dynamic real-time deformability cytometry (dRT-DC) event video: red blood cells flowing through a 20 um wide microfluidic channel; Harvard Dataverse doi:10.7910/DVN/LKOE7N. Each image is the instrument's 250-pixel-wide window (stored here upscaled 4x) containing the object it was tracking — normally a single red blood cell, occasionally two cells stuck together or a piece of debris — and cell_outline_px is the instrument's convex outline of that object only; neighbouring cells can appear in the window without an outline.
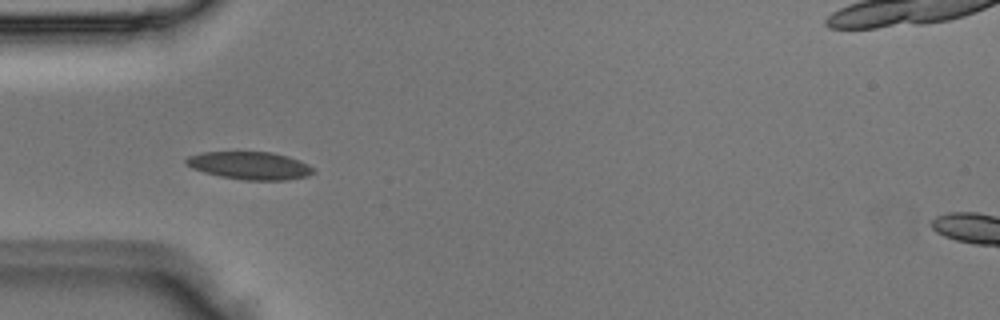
{"species": "Egyptian fruit bat (a non-hibernating species)", "species_latin": "Rousettus aegyptiacus", "temperature_condition": "room temperature", "stored_images_in_passage": 4, "camera_frame_rate_fps": 3000, "um_per_image_px": 0.085, "animal": {"sex": "male"}, "frame": {"image": 1, "passage_image": 4, "time_ms": 1.0, "image_size_px": [1000, 320], "cell_outline_px": [[316, 172], [308, 176], [284, 180], [244, 180], [220, 176], [204, 172], [192, 168], [184, 164], [184, 160], [188, 156], [200, 152], [272, 152], [288, 156], [300, 160], [316, 168]], "centroid_in_image_um": [21.25, 14.07], "position_along_channel_um": 63.7, "area_um2": 20.81}}